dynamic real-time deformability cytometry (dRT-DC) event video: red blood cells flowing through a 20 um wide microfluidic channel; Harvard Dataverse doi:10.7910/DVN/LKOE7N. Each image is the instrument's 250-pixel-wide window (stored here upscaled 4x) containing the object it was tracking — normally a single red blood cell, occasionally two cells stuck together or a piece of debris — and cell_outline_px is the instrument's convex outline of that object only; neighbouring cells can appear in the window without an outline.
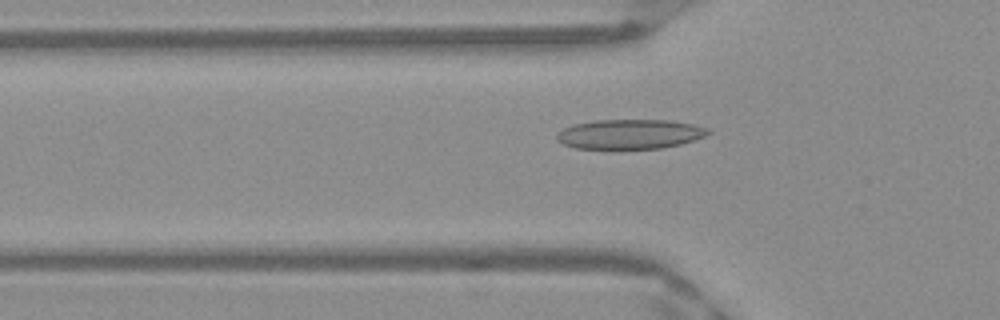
{"species": "Egyptian fruit bat (a non-hibernating species)", "species_latin": "Rousettus aegyptiacus", "temperature_condition": "warm", "stored_images_in_passage": 37, "camera_frame_rate_fps": 3000, "um_per_image_px": 0.085, "frame": {"image": 1, "passage_image": 7, "time_ms": 2.0, "image_size_px": [1000, 320], "cell_outline_px": [[712, 132], [704, 136], [680, 144], [660, 148], [620, 152], [612, 152], [576, 148], [564, 144], [556, 140], [556, 132], [572, 124], [596, 120], [668, 120], [692, 124], [708, 128]], "centroid_in_image_um": [53.45, 11.45], "position_along_channel_um": 72.3, "area_um2": 27.28}}
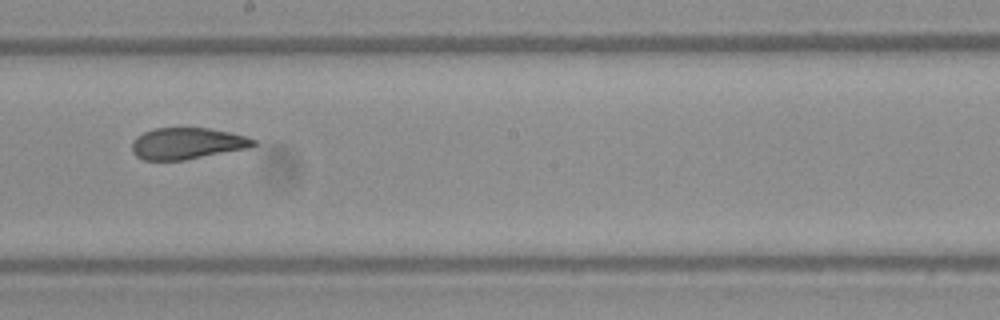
{"frame": {"image": 2, "passage_image": 19, "time_ms": 6.0, "image_size_px": [1000, 320], "cell_outline_px": [[256, 144], [248, 148], [184, 160], [144, 160], [136, 156], [132, 152], [132, 140], [136, 136], [152, 128], [208, 128], [232, 132], [248, 136], [256, 140]], "centroid_in_image_um": [15.9, 12.18], "position_along_channel_um": 232.3, "area_um2": 22.43}}
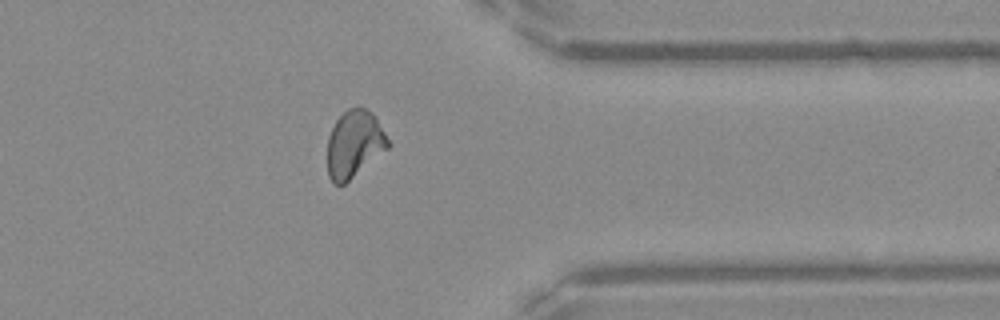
{"frame": {"image": 3, "passage_image": 31, "time_ms": 10.0, "image_size_px": [1000, 320], "cell_outline_px": [[388, 148], [344, 184], [336, 184], [328, 176], [328, 136], [336, 120], [348, 108], [360, 104], [372, 112], [384, 132], [388, 140]], "centroid_in_image_um": [30.1, 12.2], "position_along_channel_um": 381.3, "area_um2": 23.47}, "authors_computed_cell_mechanics": {"area_um2": 23.5246, "velocity_mm_per_s": 3.962, "shape_relaxation_time_tau1_ms": 11.3409, "shape_relaxation_time_tau2_ms": 1.7545, "deformation_change_tau1": 0.2797, "deformation_change_tau2": 0.0818}}